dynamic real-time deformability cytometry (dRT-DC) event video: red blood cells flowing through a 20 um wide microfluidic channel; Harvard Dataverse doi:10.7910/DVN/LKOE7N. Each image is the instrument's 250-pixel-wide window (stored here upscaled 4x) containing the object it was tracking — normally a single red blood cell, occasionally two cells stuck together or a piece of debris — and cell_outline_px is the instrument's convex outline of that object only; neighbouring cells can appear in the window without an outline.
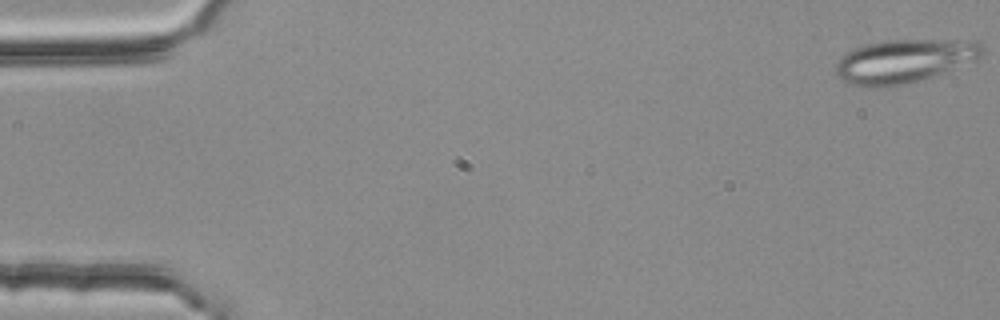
{"species": "common noctule bat (a hibernating species)", "species_latin": "Nyctalus noctula", "temperature_condition": "room temperature", "stored_images_in_passage": 5, "camera_frame_rate_fps": 3000, "um_per_image_px": 0.085, "animal": {"sex": "female", "body_mass_g": 25.1}, "frame": {"image": 1, "passage_image": 1, "time_ms": 0.0, "image_size_px": [1000, 320], "cell_outline_px": [[984, 56], [932, 76], [908, 84], [880, 88], [868, 88], [844, 84], [832, 72], [836, 64], [848, 52], [856, 48], [868, 44], [888, 40], [980, 40], [984, 44]], "centroid_in_image_um": [76.83, 5.21], "position_along_channel_um": 8.2, "area_um2": 37.63}}